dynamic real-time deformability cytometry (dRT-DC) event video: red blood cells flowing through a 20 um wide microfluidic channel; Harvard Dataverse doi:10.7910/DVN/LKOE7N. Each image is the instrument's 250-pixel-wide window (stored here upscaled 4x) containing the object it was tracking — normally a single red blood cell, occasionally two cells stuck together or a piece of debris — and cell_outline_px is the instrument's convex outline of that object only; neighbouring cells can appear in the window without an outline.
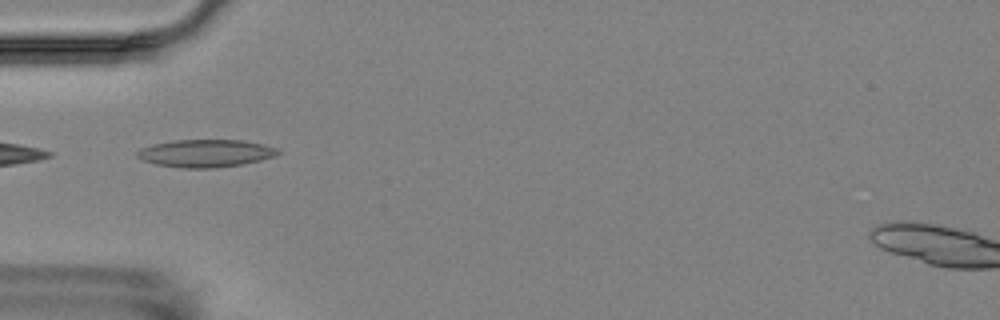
{"species": "Egyptian fruit bat (a non-hibernating species)", "species_latin": "Rousettus aegyptiacus", "temperature_condition": "room temperature", "stored_images_in_passage": 5, "camera_frame_rate_fps": 3000, "um_per_image_px": 0.085, "animal": {"sex": "female"}, "frame": {"image": 1, "passage_image": 1, "time_ms": 0.0, "image_size_px": [1000, 320], "cell_outline_px": [[280, 152], [276, 156], [244, 164], [216, 168], [180, 168], [156, 164], [140, 160], [136, 156], [136, 152], [140, 148], [152, 144], [172, 140], [244, 140], [264, 144], [276, 148]], "centroid_in_image_um": [17.45, 13.03], "position_along_channel_um": 67.6, "area_um2": 22.95}}
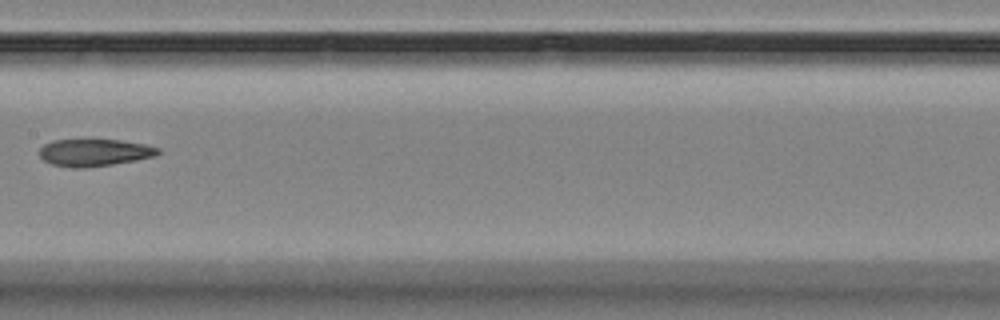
{"frame": {"image": 2, "passage_image": 4, "time_ms": 3.667, "image_size_px": [1000, 320], "cell_outline_px": [[160, 152], [156, 156], [136, 160], [112, 164], [84, 168], [76, 168], [52, 164], [44, 160], [40, 156], [40, 148], [44, 144], [52, 140], [120, 140], [144, 144], [160, 148]], "centroid_in_image_um": [8.03, 12.96], "position_along_channel_um": 199.4, "area_um2": 18.67}}
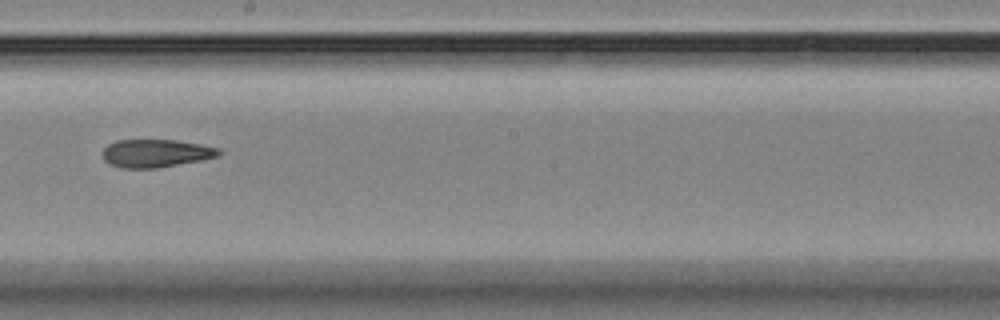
{"frame": {"image": 3, "passage_image": 5, "time_ms": 4.667, "image_size_px": [1000, 320], "cell_outline_px": [[224, 152], [220, 156], [200, 160], [156, 168], [120, 168], [104, 160], [104, 148], [108, 144], [116, 140], [176, 140], [200, 144], [220, 148]], "centroid_in_image_um": [13.29, 13.02], "position_along_channel_um": 234.9, "area_um2": 18.9}}